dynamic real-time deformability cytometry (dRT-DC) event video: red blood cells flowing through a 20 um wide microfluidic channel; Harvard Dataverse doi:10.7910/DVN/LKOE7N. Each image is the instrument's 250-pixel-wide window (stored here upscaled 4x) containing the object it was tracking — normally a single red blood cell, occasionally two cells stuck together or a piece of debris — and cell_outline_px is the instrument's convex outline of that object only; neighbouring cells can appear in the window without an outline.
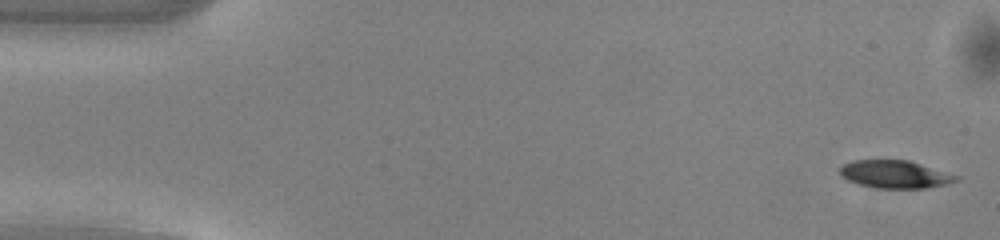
{"species": "common noctule bat (a hibernating species)", "species_latin": "Nyctalus noctula", "temperature_condition": "warm", "stored_images_in_passage": 49, "camera_frame_rate_fps": 3000, "um_per_image_px": 0.085, "animal": {"sex": "male", "body_mass_g": 13.0, "forearm_length_mm": 53.1}, "frame": {"image": 1, "passage_image": 1, "time_ms": 0.0, "image_size_px": [1000, 240], "cell_outline_px": [[960, 180], [948, 184], [928, 188], [876, 188], [860, 184], [848, 180], [840, 176], [840, 168], [844, 164], [852, 160], [908, 160], [960, 176]], "centroid_in_image_um": [76.11, 14.82], "position_along_channel_um": 8.9, "area_um2": 18.84}}
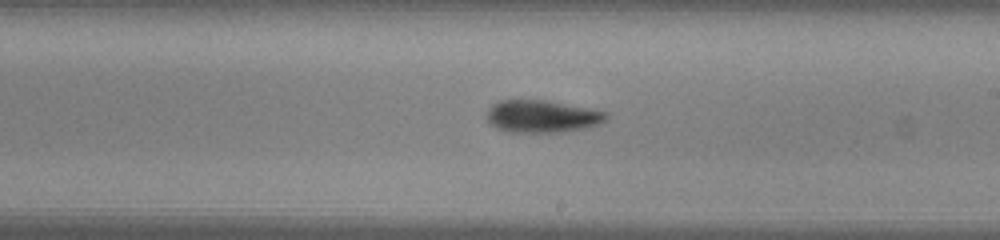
{"frame": {"image": 2, "passage_image": 28, "time_ms": 9.0, "image_size_px": [1000, 240], "cell_outline_px": [[608, 120], [600, 124], [584, 128], [560, 132], [504, 132], [496, 128], [488, 120], [488, 108], [492, 104], [500, 100], [544, 100], [588, 108], [608, 112]], "centroid_in_image_um": [46.09, 9.89], "position_along_channel_um": 242.9, "area_um2": 22.54}}
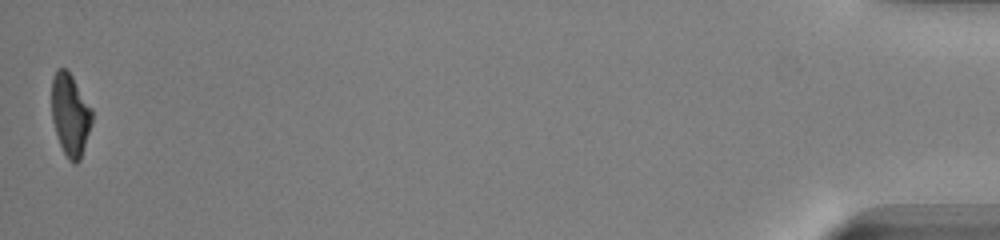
{"frame": {"image": 3, "passage_image": 49, "time_ms": 16.0, "image_size_px": [1000, 240], "cell_outline_px": [[92, 124], [80, 160], [76, 164], [72, 164], [68, 160], [60, 144], [52, 120], [52, 76], [56, 68], [64, 68], [72, 76], [92, 108]], "centroid_in_image_um": [5.98, 9.76], "position_along_channel_um": 429.2, "area_um2": 19.36}, "authors_computed_cell_mechanics": {"area_um2": 21.097, "velocity_mm_per_s": 4.1133, "shape_relaxation_time_tau1_ms": 3.1438, "shape_relaxation_time_tau2_ms": 7.8932, "deformation_change_tau1": 0.1532, "deformation_change_tau2": 0.1955}}